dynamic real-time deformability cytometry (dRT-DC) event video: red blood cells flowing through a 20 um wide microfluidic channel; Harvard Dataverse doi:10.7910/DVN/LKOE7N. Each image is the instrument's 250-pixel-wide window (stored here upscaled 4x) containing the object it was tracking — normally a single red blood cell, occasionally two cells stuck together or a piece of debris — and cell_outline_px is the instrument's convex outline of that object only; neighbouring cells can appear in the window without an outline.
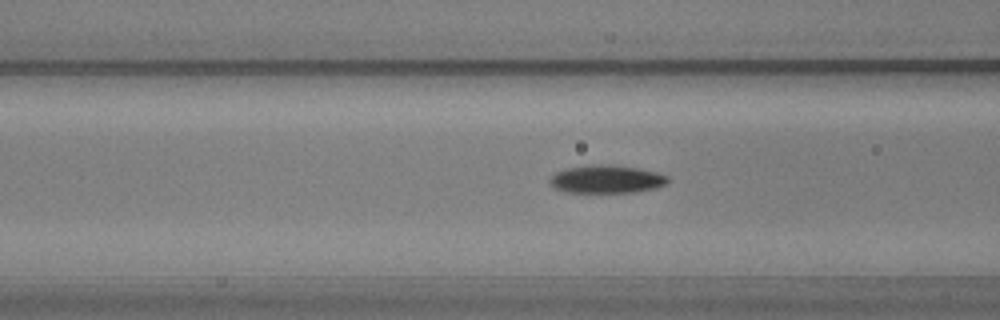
{"species": "common noctule bat (a hibernating species)", "species_latin": "Nyctalus noctula", "temperature_condition": "warm", "stored_images_in_passage": 36, "camera_frame_rate_fps": 3000, "um_per_image_px": 0.085, "animal": {"sex": "male", "body_mass_g": 20.5, "forearm_length_mm": 52.5}, "frame": {"image": 1, "passage_image": 9, "time_ms": 2.667, "image_size_px": [1000, 320], "cell_outline_px": [[668, 180], [664, 184], [656, 188], [632, 192], [564, 192], [556, 188], [548, 180], [556, 172], [564, 168], [588, 164], [612, 164], [640, 168], [656, 172], [668, 176]], "centroid_in_image_um": [51.53, 15.21], "position_along_channel_um": 115.1, "area_um2": 19.36}}
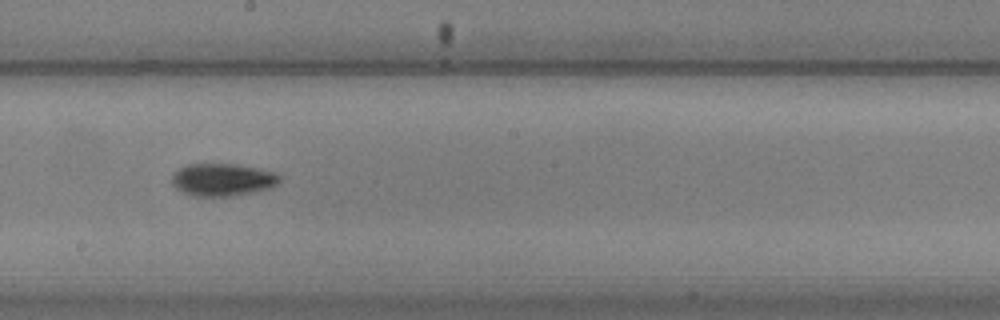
{"frame": {"image": 2, "passage_image": 18, "time_ms": 5.667, "image_size_px": [1000, 320], "cell_outline_px": [[280, 180], [276, 184], [268, 188], [252, 192], [232, 196], [192, 196], [176, 188], [172, 184], [172, 172], [188, 164], [236, 164], [276, 172], [280, 176]], "centroid_in_image_um": [18.89, 15.27], "position_along_channel_um": 229.3, "area_um2": 20.35}}
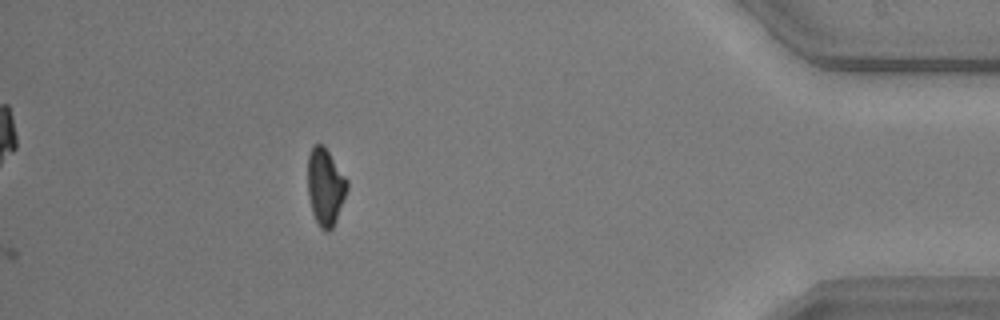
{"frame": {"image": 3, "passage_image": 36, "time_ms": 11.667, "image_size_px": [1000, 320], "cell_outline_px": [[348, 188], [336, 220], [332, 228], [328, 232], [324, 232], [320, 228], [312, 212], [308, 196], [308, 156], [312, 148], [316, 144], [320, 144], [328, 152], [348, 180]], "centroid_in_image_um": [27.65, 15.92], "position_along_channel_um": 407.5, "area_um2": 17.46}, "authors_computed_cell_mechanics": {"area_um2": 18.7272, "velocity_mm_per_s": 3.7931, "shape_relaxation_time_tau1_ms": 2.0749, "shape_relaxation_time_tau2_ms": 9.4745, "deformation_change_tau1": 0.1289, "deformation_change_tau2": 0.1606}}